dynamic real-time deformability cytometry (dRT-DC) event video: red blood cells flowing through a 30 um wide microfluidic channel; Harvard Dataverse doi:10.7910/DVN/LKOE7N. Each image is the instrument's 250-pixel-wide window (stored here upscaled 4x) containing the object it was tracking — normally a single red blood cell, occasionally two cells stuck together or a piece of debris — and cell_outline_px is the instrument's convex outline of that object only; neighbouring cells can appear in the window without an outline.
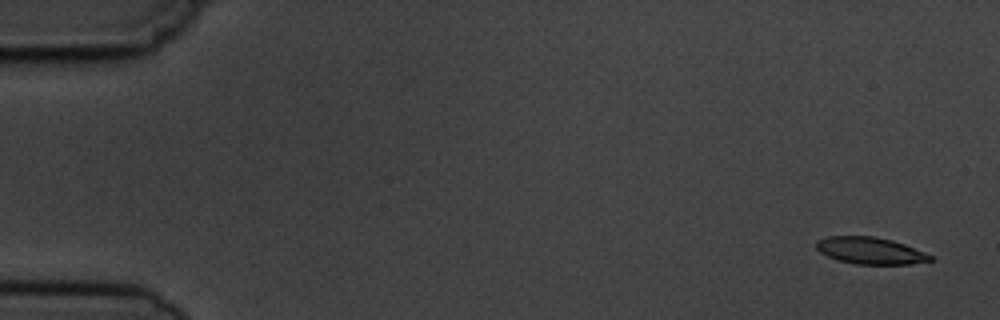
{"species": "common noctule bat (a hibernating species)", "species_latin": "Nyctalus noctula", "temperature_condition": "cold", "stored_images_in_passage": 5, "camera_frame_rate_fps": 3000, "um_per_image_px": 0.085, "animal": {"sex": "male", "body_mass_g": 19.5, "forearm_length_mm": 54.6}, "frame": {"image": 1, "passage_image": 1, "time_ms": 0.0, "image_size_px": [1000, 320], "cell_outline_px": [[932, 260], [912, 264], [856, 264], [836, 260], [820, 252], [816, 248], [816, 240], [828, 236], [876, 236], [892, 240], [904, 244], [924, 252], [932, 256]], "centroid_in_image_um": [73.94, 21.3], "position_along_channel_um": 11.1, "area_um2": 17.86}}
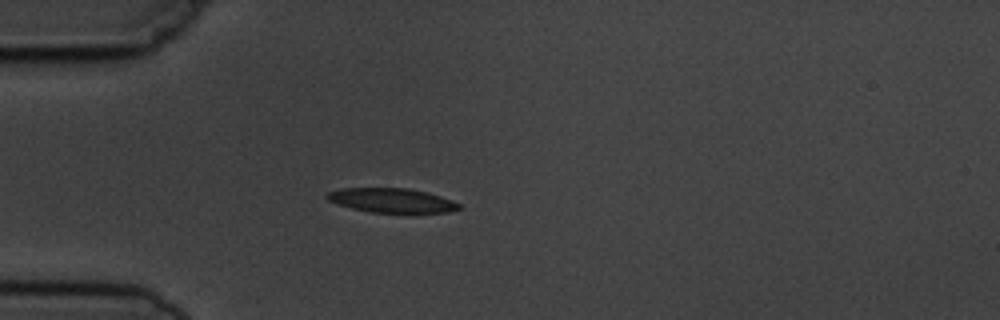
{"frame": {"image": 2, "passage_image": 5, "time_ms": 4.333, "image_size_px": [1000, 320], "cell_outline_px": [[464, 208], [448, 212], [372, 212], [352, 208], [328, 200], [324, 196], [328, 192], [340, 188], [408, 188], [440, 196], [452, 200], [460, 204]], "centroid_in_image_um": [33.3, 17.02], "position_along_channel_um": 51.7, "area_um2": 18.5}}